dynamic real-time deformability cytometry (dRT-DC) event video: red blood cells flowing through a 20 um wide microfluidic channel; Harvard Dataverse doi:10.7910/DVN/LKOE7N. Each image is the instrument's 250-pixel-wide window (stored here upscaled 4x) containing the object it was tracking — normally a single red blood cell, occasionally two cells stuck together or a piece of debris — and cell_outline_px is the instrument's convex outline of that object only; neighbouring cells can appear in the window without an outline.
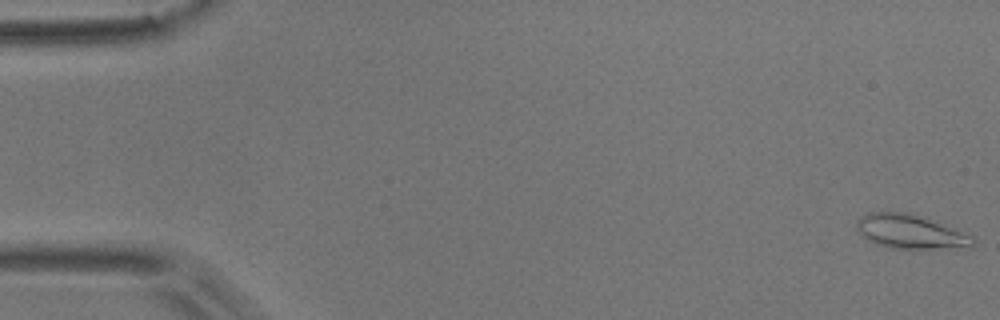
{"species": "common noctule bat (a hibernating species)", "species_latin": "Nyctalus noctula", "temperature_condition": "room temperature", "stored_images_in_passage": 6, "camera_frame_rate_fps": 3000, "um_per_image_px": 0.085, "animal": {"sex": "male", "body_mass_g": 17.9}, "frame": {"image": 1, "passage_image": 1, "time_ms": 0.0, "image_size_px": [1000, 320], "cell_outline_px": [[976, 244], [972, 248], [892, 248], [876, 244], [868, 240], [856, 228], [856, 220], [860, 216], [868, 212], [912, 212], [928, 216], [976, 236]], "centroid_in_image_um": [77.5, 19.67], "position_along_channel_um": 7.5, "area_um2": 23.99}}